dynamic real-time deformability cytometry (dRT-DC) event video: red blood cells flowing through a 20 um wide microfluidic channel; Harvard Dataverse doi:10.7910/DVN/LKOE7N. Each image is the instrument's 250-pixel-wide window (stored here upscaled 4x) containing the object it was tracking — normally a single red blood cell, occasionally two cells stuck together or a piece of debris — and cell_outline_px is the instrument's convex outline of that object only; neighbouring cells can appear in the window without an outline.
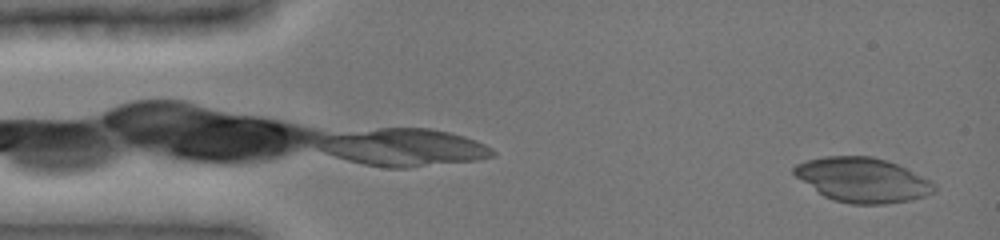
{"species": "common noctule bat (a hibernating species)", "species_latin": "Nyctalus noctula", "temperature_condition": "cold", "stored_images_in_passage": 45, "camera_frame_rate_fps": 3000, "um_per_image_px": 0.085, "animal": {"sex": "female", "body_mass_g": 19.0, "forearm_length_mm": 51.5}, "frame": {"image": 1, "passage_image": 1, "time_ms": 0.0, "image_size_px": [1000, 240], "cell_outline_px": [[936, 192], [912, 200], [884, 204], [852, 204], [832, 200], [824, 196], [796, 176], [792, 172], [792, 168], [796, 164], [808, 160], [824, 156], [872, 156], [896, 164], [932, 180], [936, 184]], "centroid_in_image_um": [73.35, 15.3], "position_along_channel_um": 11.7, "area_um2": 36.36}}